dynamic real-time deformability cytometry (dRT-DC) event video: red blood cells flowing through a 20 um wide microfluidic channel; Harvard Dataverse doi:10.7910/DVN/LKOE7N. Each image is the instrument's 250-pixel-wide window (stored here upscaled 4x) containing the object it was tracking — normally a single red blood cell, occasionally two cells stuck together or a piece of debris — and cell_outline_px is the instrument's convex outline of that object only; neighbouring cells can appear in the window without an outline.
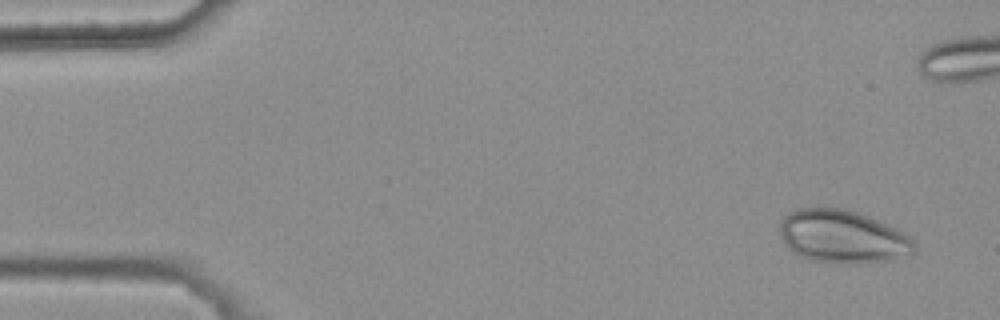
{"species": "common noctule bat (a hibernating species)", "species_latin": "Nyctalus noctula", "temperature_condition": "warm", "stored_images_in_passage": 8, "segment_of_instrument_passage": [1, 2], "camera_frame_rate_fps": 3000, "um_per_image_px": 0.085, "animal": {"sex": "female", "body_mass_g": 25.1}, "frame": {"image": 1, "passage_image": 1, "time_ms": 0.0, "image_size_px": [1000, 320], "cell_outline_px": [[916, 252], [896, 260], [860, 264], [840, 264], [812, 260], [800, 256], [792, 252], [788, 248], [780, 232], [780, 220], [788, 212], [796, 208], [840, 208], [856, 212], [880, 220], [904, 232], [916, 244]], "centroid_in_image_um": [71.66, 20.13], "position_along_channel_um": 13.3, "area_um2": 42.14}}